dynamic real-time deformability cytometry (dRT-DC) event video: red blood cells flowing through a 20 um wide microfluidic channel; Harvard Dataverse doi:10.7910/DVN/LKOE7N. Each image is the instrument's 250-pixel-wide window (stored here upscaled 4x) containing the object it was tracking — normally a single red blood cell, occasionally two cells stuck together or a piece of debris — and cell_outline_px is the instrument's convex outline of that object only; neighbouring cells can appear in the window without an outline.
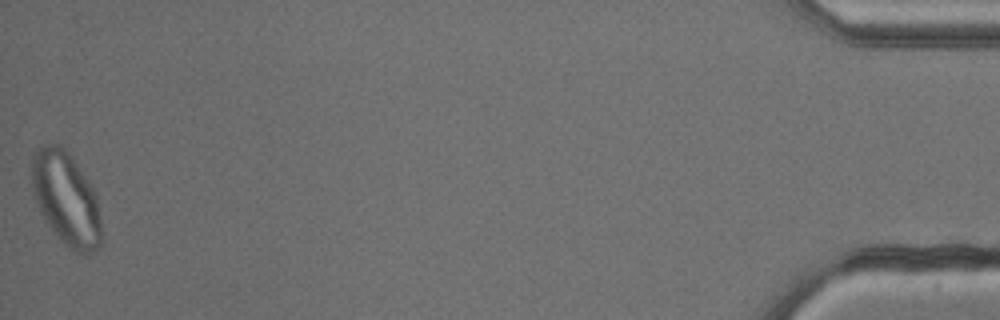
{"species": "common noctule bat (a hibernating species)", "species_latin": "Nyctalus noctula", "temperature_condition": "cold", "stored_images_in_passage": 54, "camera_frame_rate_fps": 3000, "um_per_image_px": 0.085, "animal": {"sex": "male", "body_mass_g": 13.3}, "frame": {"image": 1, "passage_image": 54, "time_ms": 17.667, "image_size_px": [1000, 320], "cell_outline_px": [[100, 244], [92, 252], [84, 256], [68, 248], [64, 244], [44, 220], [32, 196], [32, 152], [40, 144], [60, 144], [64, 148], [88, 180], [96, 192], [100, 220]], "centroid_in_image_um": [5.58, 16.88], "position_along_channel_um": 429.6, "area_um2": 38.09}}